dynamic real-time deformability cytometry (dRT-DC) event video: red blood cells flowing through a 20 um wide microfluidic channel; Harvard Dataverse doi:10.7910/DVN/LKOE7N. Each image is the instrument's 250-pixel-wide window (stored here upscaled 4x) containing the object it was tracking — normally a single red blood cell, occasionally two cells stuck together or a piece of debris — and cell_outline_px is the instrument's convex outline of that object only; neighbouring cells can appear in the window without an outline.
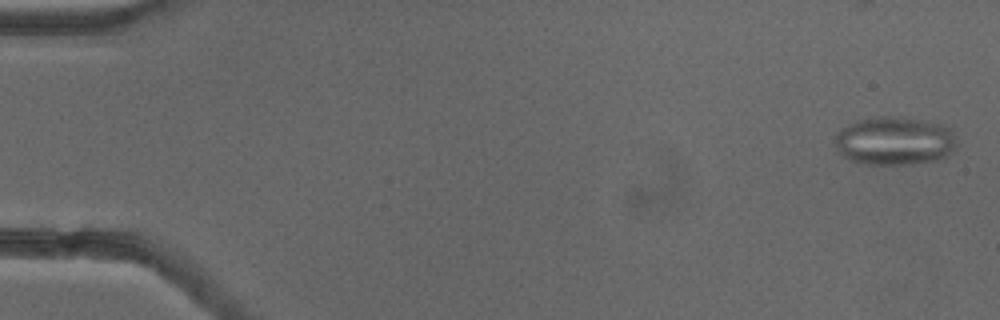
{"species": "common noctule bat (a hibernating species)", "species_latin": "Nyctalus noctula", "temperature_condition": "cold", "stored_images_in_passage": 48, "segment_of_instrument_passage": [1, 2], "camera_frame_rate_fps": 3000, "um_per_image_px": 0.085, "animal": {"sex": "female"}, "frame": {"image": 1, "passage_image": 2, "time_ms": 0.333, "image_size_px": [1000, 320], "cell_outline_px": [[956, 148], [948, 156], [936, 160], [912, 164], [864, 164], [852, 160], [836, 152], [836, 132], [840, 128], [856, 120], [880, 116], [884, 116], [920, 120], [940, 124], [952, 128], [956, 140]], "centroid_in_image_um": [76.04, 11.98], "position_along_channel_um": 9.0, "area_um2": 34.51}}